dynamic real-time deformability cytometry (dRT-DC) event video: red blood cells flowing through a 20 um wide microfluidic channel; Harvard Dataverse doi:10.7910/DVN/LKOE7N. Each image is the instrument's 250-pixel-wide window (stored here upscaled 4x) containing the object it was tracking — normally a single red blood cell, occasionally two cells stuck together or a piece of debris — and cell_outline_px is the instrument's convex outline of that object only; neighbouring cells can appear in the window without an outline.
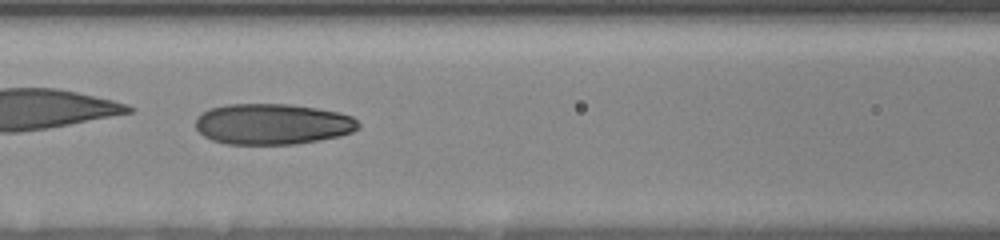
{"species": "human", "species_latin": "Homo sapiens", "temperature_condition": "room temperature", "stored_images_in_passage": 61, "camera_frame_rate_fps": 3000, "um_per_image_px": 0.085, "donor": {"sex": "female"}, "frame": {"image": 1, "passage_image": 22, "time_ms": 8.333, "image_size_px": [1000, 240], "cell_outline_px": [[360, 128], [352, 132], [340, 136], [296, 144], [228, 144], [212, 140], [204, 136], [196, 128], [196, 116], [208, 108], [228, 104], [292, 104], [340, 112], [352, 116], [360, 124]], "centroid_in_image_um": [23.16, 10.54], "position_along_channel_um": 143.4, "area_um2": 39.02}}
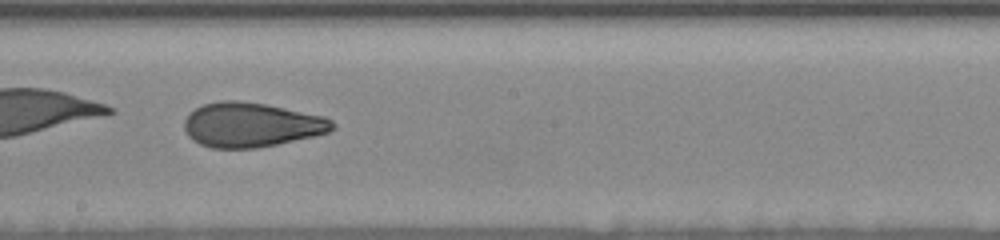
{"frame": {"image": 2, "passage_image": 28, "time_ms": 10.667, "image_size_px": [1000, 240], "cell_outline_px": [[336, 128], [328, 132], [312, 136], [276, 144], [256, 148], [212, 148], [200, 144], [192, 140], [188, 136], [184, 128], [184, 120], [196, 108], [204, 104], [220, 100], [236, 100], [264, 104], [324, 116], [332, 120], [336, 124]], "centroid_in_image_um": [21.35, 10.61], "position_along_channel_um": 226.8, "area_um2": 38.21}}